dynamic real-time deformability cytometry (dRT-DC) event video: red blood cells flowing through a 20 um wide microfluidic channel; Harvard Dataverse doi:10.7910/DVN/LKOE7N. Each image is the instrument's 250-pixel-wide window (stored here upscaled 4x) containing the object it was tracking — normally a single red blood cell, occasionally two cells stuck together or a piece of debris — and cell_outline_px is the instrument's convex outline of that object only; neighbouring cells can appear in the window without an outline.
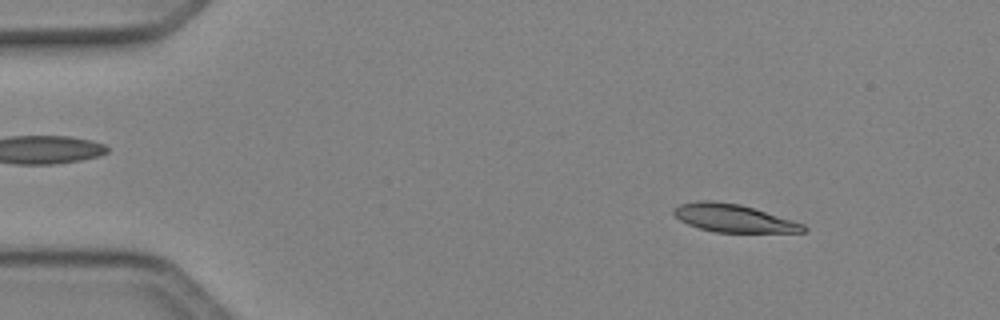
{"species": "Egyptian fruit bat (a non-hibernating species)", "species_latin": "Rousettus aegyptiacus", "temperature_condition": "cold", "stored_images_in_passage": 49, "camera_frame_rate_fps": 3000, "um_per_image_px": 0.085, "animal": {"sex": "female"}, "frame": {"image": 1, "passage_image": 6, "time_ms": 1.667, "image_size_px": [1000, 320], "cell_outline_px": [[808, 228], [804, 232], [716, 232], [700, 228], [688, 224], [680, 220], [672, 212], [672, 208], [680, 204], [700, 200], [712, 200], [740, 204], [792, 220], [804, 224]], "centroid_in_image_um": [62.32, 18.53], "position_along_channel_um": 22.7, "area_um2": 20.92}}
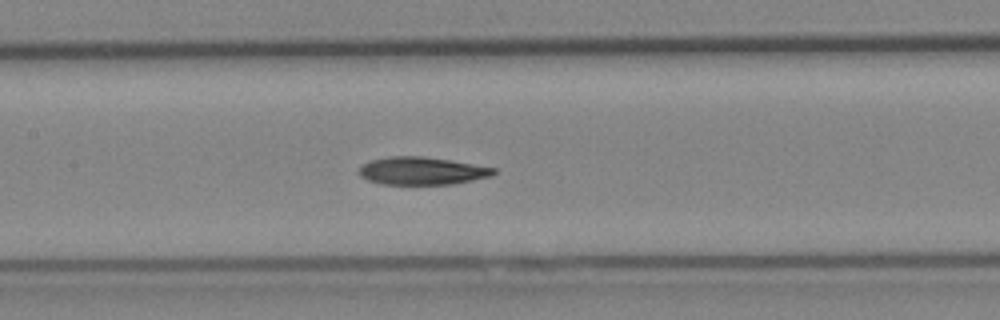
{"frame": {"image": 2, "passage_image": 23, "time_ms": 7.333, "image_size_px": [1000, 320], "cell_outline_px": [[496, 172], [492, 176], [452, 184], [380, 184], [368, 180], [360, 176], [360, 168], [364, 164], [372, 160], [388, 156], [424, 156], [496, 168]], "centroid_in_image_um": [35.86, 14.52], "position_along_channel_um": 171.5, "area_um2": 21.56}}
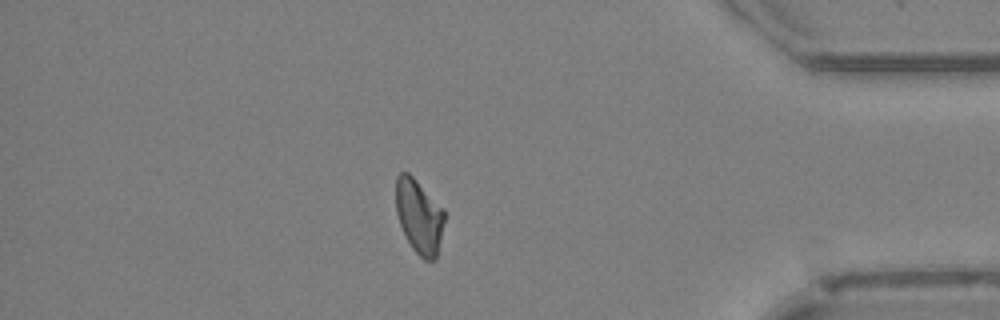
{"frame": {"image": 3, "passage_image": 42, "time_ms": 13.667, "image_size_px": [1000, 320], "cell_outline_px": [[444, 220], [436, 260], [424, 260], [412, 248], [400, 224], [396, 212], [396, 176], [400, 172], [408, 172], [444, 208]], "centroid_in_image_um": [35.62, 18.38], "position_along_channel_um": 399.6, "area_um2": 20.81}, "authors_computed_cell_mechanics": {"area_um2": 21.675, "velocity_mm_per_s": 4.1322, "shape_relaxation_time_tau1_ms": 4.7599, "shape_relaxation_time_tau2_ms": 4.7055, "deformation_change_tau1": 0.1653, "deformation_change_tau2": 0.1286}}